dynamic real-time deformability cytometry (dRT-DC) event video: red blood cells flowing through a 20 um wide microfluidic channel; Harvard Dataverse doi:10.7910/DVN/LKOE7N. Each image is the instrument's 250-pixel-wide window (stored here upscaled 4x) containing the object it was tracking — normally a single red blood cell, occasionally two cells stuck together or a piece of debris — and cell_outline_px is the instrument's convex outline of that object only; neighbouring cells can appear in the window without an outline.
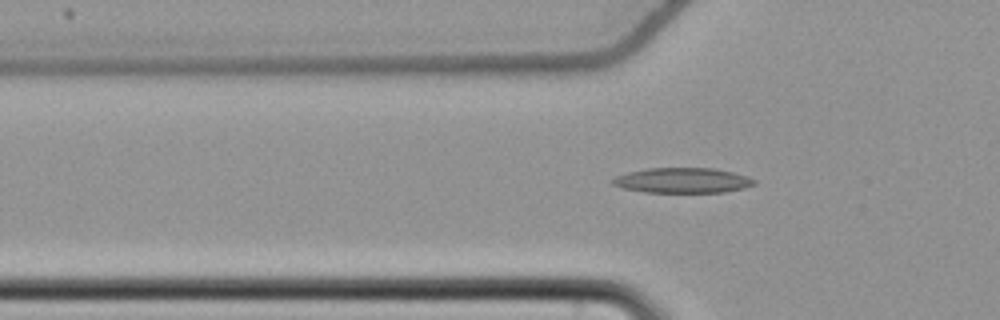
{"species": "common noctule bat (a hibernating species)", "species_latin": "Nyctalus noctula", "temperature_condition": "cold", "stored_images_in_passage": 31, "camera_frame_rate_fps": 3000, "um_per_image_px": 0.085, "animal": {"sex": "female", "body_mass_g": 22.7, "forearm_length_mm": 54.2}, "frame": {"image": 1, "passage_image": 8, "time_ms": 2.333, "image_size_px": [1000, 320], "cell_outline_px": [[756, 184], [744, 188], [724, 192], [644, 192], [624, 188], [612, 184], [612, 180], [616, 176], [628, 172], [648, 168], [712, 168], [732, 172], [756, 180]], "centroid_in_image_um": [58.01, 15.33], "position_along_channel_um": 67.8, "area_um2": 20.58}}
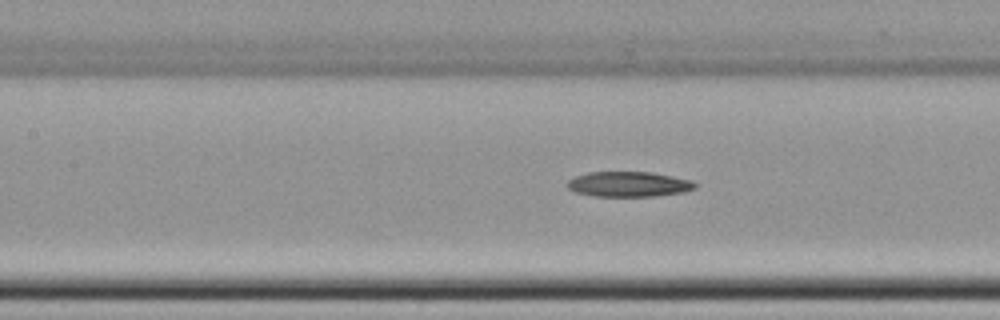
{"frame": {"image": 2, "passage_image": 15, "time_ms": 4.667, "image_size_px": [1000, 320], "cell_outline_px": [[696, 188], [684, 192], [656, 196], [592, 196], [576, 192], [568, 188], [564, 184], [568, 180], [576, 176], [588, 172], [652, 172], [692, 180], [696, 184]], "centroid_in_image_um": [53.43, 15.65], "position_along_channel_um": 154.0, "area_um2": 18.84}}
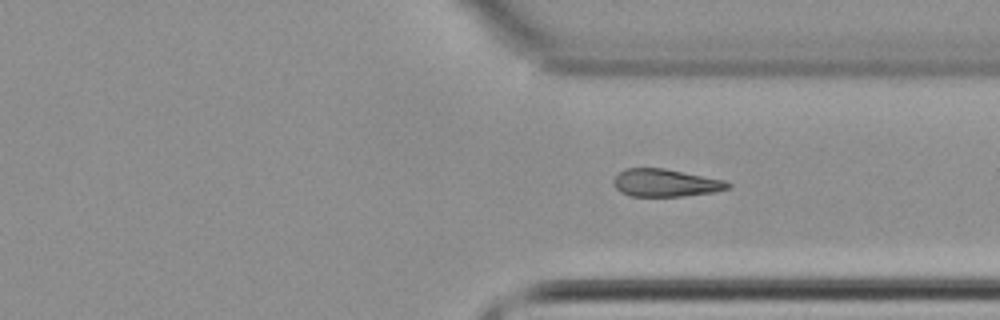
{"frame": {"image": 3, "passage_image": 31, "time_ms": 10.0, "image_size_px": [1000, 320], "cell_outline_px": [[900, 276], [892, 288], [780, 288], [772, 280], [772, 276]], "centroid_in_image_um": [71.0, 23.96], "position_along_channel_um": 340.4, "area_um2": 10.52}}